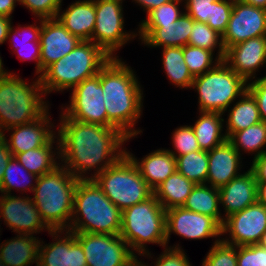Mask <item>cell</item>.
<instances>
[{
	"label": "cell",
	"mask_w": 266,
	"mask_h": 266,
	"mask_svg": "<svg viewBox=\"0 0 266 266\" xmlns=\"http://www.w3.org/2000/svg\"><path fill=\"white\" fill-rule=\"evenodd\" d=\"M126 153L133 159L142 178L152 190L177 171L176 158L165 148L149 153L140 162L129 151Z\"/></svg>",
	"instance_id": "obj_25"
},
{
	"label": "cell",
	"mask_w": 266,
	"mask_h": 266,
	"mask_svg": "<svg viewBox=\"0 0 266 266\" xmlns=\"http://www.w3.org/2000/svg\"><path fill=\"white\" fill-rule=\"evenodd\" d=\"M122 2V0H95L96 18L91 41L111 58H118L114 52L138 35L123 30Z\"/></svg>",
	"instance_id": "obj_10"
},
{
	"label": "cell",
	"mask_w": 266,
	"mask_h": 266,
	"mask_svg": "<svg viewBox=\"0 0 266 266\" xmlns=\"http://www.w3.org/2000/svg\"><path fill=\"white\" fill-rule=\"evenodd\" d=\"M219 200L226 212L224 219L255 204L257 202V181L252 169L241 173L219 188Z\"/></svg>",
	"instance_id": "obj_22"
},
{
	"label": "cell",
	"mask_w": 266,
	"mask_h": 266,
	"mask_svg": "<svg viewBox=\"0 0 266 266\" xmlns=\"http://www.w3.org/2000/svg\"><path fill=\"white\" fill-rule=\"evenodd\" d=\"M233 0H220L212 3L211 18L207 24L220 35H223L233 9Z\"/></svg>",
	"instance_id": "obj_41"
},
{
	"label": "cell",
	"mask_w": 266,
	"mask_h": 266,
	"mask_svg": "<svg viewBox=\"0 0 266 266\" xmlns=\"http://www.w3.org/2000/svg\"><path fill=\"white\" fill-rule=\"evenodd\" d=\"M17 2L19 3V0H0V15L12 18L11 14Z\"/></svg>",
	"instance_id": "obj_53"
},
{
	"label": "cell",
	"mask_w": 266,
	"mask_h": 266,
	"mask_svg": "<svg viewBox=\"0 0 266 266\" xmlns=\"http://www.w3.org/2000/svg\"><path fill=\"white\" fill-rule=\"evenodd\" d=\"M100 83V71L72 89L70 104L60 117L108 127V117Z\"/></svg>",
	"instance_id": "obj_12"
},
{
	"label": "cell",
	"mask_w": 266,
	"mask_h": 266,
	"mask_svg": "<svg viewBox=\"0 0 266 266\" xmlns=\"http://www.w3.org/2000/svg\"><path fill=\"white\" fill-rule=\"evenodd\" d=\"M33 235L17 234L0 244V259L6 266H38L41 240Z\"/></svg>",
	"instance_id": "obj_26"
},
{
	"label": "cell",
	"mask_w": 266,
	"mask_h": 266,
	"mask_svg": "<svg viewBox=\"0 0 266 266\" xmlns=\"http://www.w3.org/2000/svg\"><path fill=\"white\" fill-rule=\"evenodd\" d=\"M38 20H40V26H37L32 24V25H28V26H24V27H21V25H18V29L17 28H13V26L11 25L10 29L8 30V35H7V39L12 40L10 41L11 45H20L14 41L16 37L18 36H22L23 34V38L26 39H23L22 41H25V42H22L21 44L24 45V44H31V41H39L40 39V32H41V29H42V19L41 18H38ZM16 29V30H14ZM22 33V34H21ZM25 36V37H24ZM14 39V40H13ZM17 39V38H16Z\"/></svg>",
	"instance_id": "obj_45"
},
{
	"label": "cell",
	"mask_w": 266,
	"mask_h": 266,
	"mask_svg": "<svg viewBox=\"0 0 266 266\" xmlns=\"http://www.w3.org/2000/svg\"><path fill=\"white\" fill-rule=\"evenodd\" d=\"M257 202L266 207V183H257Z\"/></svg>",
	"instance_id": "obj_54"
},
{
	"label": "cell",
	"mask_w": 266,
	"mask_h": 266,
	"mask_svg": "<svg viewBox=\"0 0 266 266\" xmlns=\"http://www.w3.org/2000/svg\"><path fill=\"white\" fill-rule=\"evenodd\" d=\"M12 157L13 155L8 148L5 138L0 135V185L2 183L5 168Z\"/></svg>",
	"instance_id": "obj_50"
},
{
	"label": "cell",
	"mask_w": 266,
	"mask_h": 266,
	"mask_svg": "<svg viewBox=\"0 0 266 266\" xmlns=\"http://www.w3.org/2000/svg\"><path fill=\"white\" fill-rule=\"evenodd\" d=\"M41 74L51 64L69 54L81 40L71 34L57 18L42 19L40 32Z\"/></svg>",
	"instance_id": "obj_17"
},
{
	"label": "cell",
	"mask_w": 266,
	"mask_h": 266,
	"mask_svg": "<svg viewBox=\"0 0 266 266\" xmlns=\"http://www.w3.org/2000/svg\"><path fill=\"white\" fill-rule=\"evenodd\" d=\"M266 36V10L234 1L227 28L222 35L225 50L254 37Z\"/></svg>",
	"instance_id": "obj_16"
},
{
	"label": "cell",
	"mask_w": 266,
	"mask_h": 266,
	"mask_svg": "<svg viewBox=\"0 0 266 266\" xmlns=\"http://www.w3.org/2000/svg\"><path fill=\"white\" fill-rule=\"evenodd\" d=\"M226 136L229 139L235 132L246 129L261 121L257 102L246 90L240 99L228 110Z\"/></svg>",
	"instance_id": "obj_30"
},
{
	"label": "cell",
	"mask_w": 266,
	"mask_h": 266,
	"mask_svg": "<svg viewBox=\"0 0 266 266\" xmlns=\"http://www.w3.org/2000/svg\"><path fill=\"white\" fill-rule=\"evenodd\" d=\"M188 44L211 52H215L214 49L219 47L216 57L224 61L226 50L223 46L222 35L213 30L207 23L193 22Z\"/></svg>",
	"instance_id": "obj_36"
},
{
	"label": "cell",
	"mask_w": 266,
	"mask_h": 266,
	"mask_svg": "<svg viewBox=\"0 0 266 266\" xmlns=\"http://www.w3.org/2000/svg\"><path fill=\"white\" fill-rule=\"evenodd\" d=\"M10 72L4 70L2 58L0 57V80L6 77Z\"/></svg>",
	"instance_id": "obj_58"
},
{
	"label": "cell",
	"mask_w": 266,
	"mask_h": 266,
	"mask_svg": "<svg viewBox=\"0 0 266 266\" xmlns=\"http://www.w3.org/2000/svg\"><path fill=\"white\" fill-rule=\"evenodd\" d=\"M7 16L0 15V45L3 44L7 39L8 30L11 27V20Z\"/></svg>",
	"instance_id": "obj_52"
},
{
	"label": "cell",
	"mask_w": 266,
	"mask_h": 266,
	"mask_svg": "<svg viewBox=\"0 0 266 266\" xmlns=\"http://www.w3.org/2000/svg\"><path fill=\"white\" fill-rule=\"evenodd\" d=\"M30 85L9 73L0 80V135L10 128L41 118L48 109L39 76Z\"/></svg>",
	"instance_id": "obj_6"
},
{
	"label": "cell",
	"mask_w": 266,
	"mask_h": 266,
	"mask_svg": "<svg viewBox=\"0 0 266 266\" xmlns=\"http://www.w3.org/2000/svg\"><path fill=\"white\" fill-rule=\"evenodd\" d=\"M184 8L194 21L207 23L211 18L212 3H185Z\"/></svg>",
	"instance_id": "obj_48"
},
{
	"label": "cell",
	"mask_w": 266,
	"mask_h": 266,
	"mask_svg": "<svg viewBox=\"0 0 266 266\" xmlns=\"http://www.w3.org/2000/svg\"><path fill=\"white\" fill-rule=\"evenodd\" d=\"M100 83L108 117V127L117 128L129 139L140 134L133 127L142 114L143 91L131 67L111 58L100 69Z\"/></svg>",
	"instance_id": "obj_2"
},
{
	"label": "cell",
	"mask_w": 266,
	"mask_h": 266,
	"mask_svg": "<svg viewBox=\"0 0 266 266\" xmlns=\"http://www.w3.org/2000/svg\"><path fill=\"white\" fill-rule=\"evenodd\" d=\"M184 0H171L168 3L153 9L147 14V18L142 20L141 24H169L177 21L182 12L179 10V4Z\"/></svg>",
	"instance_id": "obj_40"
},
{
	"label": "cell",
	"mask_w": 266,
	"mask_h": 266,
	"mask_svg": "<svg viewBox=\"0 0 266 266\" xmlns=\"http://www.w3.org/2000/svg\"><path fill=\"white\" fill-rule=\"evenodd\" d=\"M208 151L198 150L176 157L177 171L195 184H206Z\"/></svg>",
	"instance_id": "obj_34"
},
{
	"label": "cell",
	"mask_w": 266,
	"mask_h": 266,
	"mask_svg": "<svg viewBox=\"0 0 266 266\" xmlns=\"http://www.w3.org/2000/svg\"><path fill=\"white\" fill-rule=\"evenodd\" d=\"M192 126L198 145L203 151H211L228 140L223 130L224 119L219 112H201Z\"/></svg>",
	"instance_id": "obj_29"
},
{
	"label": "cell",
	"mask_w": 266,
	"mask_h": 266,
	"mask_svg": "<svg viewBox=\"0 0 266 266\" xmlns=\"http://www.w3.org/2000/svg\"><path fill=\"white\" fill-rule=\"evenodd\" d=\"M196 184L175 171L159 184L153 194L165 210L182 207Z\"/></svg>",
	"instance_id": "obj_27"
},
{
	"label": "cell",
	"mask_w": 266,
	"mask_h": 266,
	"mask_svg": "<svg viewBox=\"0 0 266 266\" xmlns=\"http://www.w3.org/2000/svg\"><path fill=\"white\" fill-rule=\"evenodd\" d=\"M241 154L227 140L208 151V175L206 184L221 188L241 173ZM240 168V169H239Z\"/></svg>",
	"instance_id": "obj_23"
},
{
	"label": "cell",
	"mask_w": 266,
	"mask_h": 266,
	"mask_svg": "<svg viewBox=\"0 0 266 266\" xmlns=\"http://www.w3.org/2000/svg\"><path fill=\"white\" fill-rule=\"evenodd\" d=\"M194 20L185 12L169 24H139V38L149 47H184L193 28Z\"/></svg>",
	"instance_id": "obj_20"
},
{
	"label": "cell",
	"mask_w": 266,
	"mask_h": 266,
	"mask_svg": "<svg viewBox=\"0 0 266 266\" xmlns=\"http://www.w3.org/2000/svg\"><path fill=\"white\" fill-rule=\"evenodd\" d=\"M63 0H19V4L25 6L37 18H56Z\"/></svg>",
	"instance_id": "obj_42"
},
{
	"label": "cell",
	"mask_w": 266,
	"mask_h": 266,
	"mask_svg": "<svg viewBox=\"0 0 266 266\" xmlns=\"http://www.w3.org/2000/svg\"><path fill=\"white\" fill-rule=\"evenodd\" d=\"M87 266H126L135 256L120 235L73 232Z\"/></svg>",
	"instance_id": "obj_11"
},
{
	"label": "cell",
	"mask_w": 266,
	"mask_h": 266,
	"mask_svg": "<svg viewBox=\"0 0 266 266\" xmlns=\"http://www.w3.org/2000/svg\"><path fill=\"white\" fill-rule=\"evenodd\" d=\"M121 223L122 211L105 196L95 181L78 180L68 231L119 235Z\"/></svg>",
	"instance_id": "obj_3"
},
{
	"label": "cell",
	"mask_w": 266,
	"mask_h": 266,
	"mask_svg": "<svg viewBox=\"0 0 266 266\" xmlns=\"http://www.w3.org/2000/svg\"><path fill=\"white\" fill-rule=\"evenodd\" d=\"M242 2L266 10V0H241Z\"/></svg>",
	"instance_id": "obj_55"
},
{
	"label": "cell",
	"mask_w": 266,
	"mask_h": 266,
	"mask_svg": "<svg viewBox=\"0 0 266 266\" xmlns=\"http://www.w3.org/2000/svg\"><path fill=\"white\" fill-rule=\"evenodd\" d=\"M265 231L266 207L258 202L229 215L221 226L222 235L228 232L230 238L222 240L235 246L258 244Z\"/></svg>",
	"instance_id": "obj_13"
},
{
	"label": "cell",
	"mask_w": 266,
	"mask_h": 266,
	"mask_svg": "<svg viewBox=\"0 0 266 266\" xmlns=\"http://www.w3.org/2000/svg\"><path fill=\"white\" fill-rule=\"evenodd\" d=\"M162 63L167 77L179 88H191L194 77L190 73L183 56V47H165Z\"/></svg>",
	"instance_id": "obj_32"
},
{
	"label": "cell",
	"mask_w": 266,
	"mask_h": 266,
	"mask_svg": "<svg viewBox=\"0 0 266 266\" xmlns=\"http://www.w3.org/2000/svg\"><path fill=\"white\" fill-rule=\"evenodd\" d=\"M237 266H266V249L258 244L237 246Z\"/></svg>",
	"instance_id": "obj_43"
},
{
	"label": "cell",
	"mask_w": 266,
	"mask_h": 266,
	"mask_svg": "<svg viewBox=\"0 0 266 266\" xmlns=\"http://www.w3.org/2000/svg\"><path fill=\"white\" fill-rule=\"evenodd\" d=\"M228 141L239 154H241L240 150L249 154L256 152L253 158L255 159L266 153V150H264L266 147V123L260 121L246 129L235 132Z\"/></svg>",
	"instance_id": "obj_33"
},
{
	"label": "cell",
	"mask_w": 266,
	"mask_h": 266,
	"mask_svg": "<svg viewBox=\"0 0 266 266\" xmlns=\"http://www.w3.org/2000/svg\"><path fill=\"white\" fill-rule=\"evenodd\" d=\"M33 203L52 231H67L74 208L76 179L63 165L37 178ZM66 229V230H65Z\"/></svg>",
	"instance_id": "obj_4"
},
{
	"label": "cell",
	"mask_w": 266,
	"mask_h": 266,
	"mask_svg": "<svg viewBox=\"0 0 266 266\" xmlns=\"http://www.w3.org/2000/svg\"><path fill=\"white\" fill-rule=\"evenodd\" d=\"M135 254L151 257L146 243L166 245V210L152 194L148 199L122 211L119 234ZM136 251V252H134Z\"/></svg>",
	"instance_id": "obj_7"
},
{
	"label": "cell",
	"mask_w": 266,
	"mask_h": 266,
	"mask_svg": "<svg viewBox=\"0 0 266 266\" xmlns=\"http://www.w3.org/2000/svg\"><path fill=\"white\" fill-rule=\"evenodd\" d=\"M248 82L224 61L203 75L194 77L192 87L199 95V112L224 114L236 98L247 90Z\"/></svg>",
	"instance_id": "obj_9"
},
{
	"label": "cell",
	"mask_w": 266,
	"mask_h": 266,
	"mask_svg": "<svg viewBox=\"0 0 266 266\" xmlns=\"http://www.w3.org/2000/svg\"><path fill=\"white\" fill-rule=\"evenodd\" d=\"M57 139V143L54 142ZM53 143L58 144L53 151ZM55 155H57L55 157ZM18 162L23 165L30 173L35 174L37 177L44 175L50 171H53L60 165V141L58 135H56L47 145L39 147L37 149L28 150L19 153L15 156ZM56 160V161H55Z\"/></svg>",
	"instance_id": "obj_28"
},
{
	"label": "cell",
	"mask_w": 266,
	"mask_h": 266,
	"mask_svg": "<svg viewBox=\"0 0 266 266\" xmlns=\"http://www.w3.org/2000/svg\"><path fill=\"white\" fill-rule=\"evenodd\" d=\"M49 118L47 111L38 120L8 129L7 132L13 130L9 140L5 137V133L2 134L13 157L19 153L45 146L55 137L56 132L51 130L54 125Z\"/></svg>",
	"instance_id": "obj_21"
},
{
	"label": "cell",
	"mask_w": 266,
	"mask_h": 266,
	"mask_svg": "<svg viewBox=\"0 0 266 266\" xmlns=\"http://www.w3.org/2000/svg\"><path fill=\"white\" fill-rule=\"evenodd\" d=\"M224 62L247 82L266 63V36L239 42L226 50Z\"/></svg>",
	"instance_id": "obj_19"
},
{
	"label": "cell",
	"mask_w": 266,
	"mask_h": 266,
	"mask_svg": "<svg viewBox=\"0 0 266 266\" xmlns=\"http://www.w3.org/2000/svg\"><path fill=\"white\" fill-rule=\"evenodd\" d=\"M126 266H148L138 260L137 255Z\"/></svg>",
	"instance_id": "obj_56"
},
{
	"label": "cell",
	"mask_w": 266,
	"mask_h": 266,
	"mask_svg": "<svg viewBox=\"0 0 266 266\" xmlns=\"http://www.w3.org/2000/svg\"><path fill=\"white\" fill-rule=\"evenodd\" d=\"M219 205L218 188L208 184H196L183 207L193 212L209 215L222 226L224 216L221 215Z\"/></svg>",
	"instance_id": "obj_31"
},
{
	"label": "cell",
	"mask_w": 266,
	"mask_h": 266,
	"mask_svg": "<svg viewBox=\"0 0 266 266\" xmlns=\"http://www.w3.org/2000/svg\"><path fill=\"white\" fill-rule=\"evenodd\" d=\"M56 18L81 41H91L96 18L95 0L75 1L62 13L59 11Z\"/></svg>",
	"instance_id": "obj_24"
},
{
	"label": "cell",
	"mask_w": 266,
	"mask_h": 266,
	"mask_svg": "<svg viewBox=\"0 0 266 266\" xmlns=\"http://www.w3.org/2000/svg\"><path fill=\"white\" fill-rule=\"evenodd\" d=\"M171 233L191 240L220 238L222 235L221 225L213 217L183 206L166 210V245Z\"/></svg>",
	"instance_id": "obj_14"
},
{
	"label": "cell",
	"mask_w": 266,
	"mask_h": 266,
	"mask_svg": "<svg viewBox=\"0 0 266 266\" xmlns=\"http://www.w3.org/2000/svg\"><path fill=\"white\" fill-rule=\"evenodd\" d=\"M58 138L61 163L76 179H93L124 154L129 138L117 128L60 118ZM64 161V162H63ZM94 168V169H93ZM96 170L91 176L88 171Z\"/></svg>",
	"instance_id": "obj_1"
},
{
	"label": "cell",
	"mask_w": 266,
	"mask_h": 266,
	"mask_svg": "<svg viewBox=\"0 0 266 266\" xmlns=\"http://www.w3.org/2000/svg\"><path fill=\"white\" fill-rule=\"evenodd\" d=\"M135 3H138L141 7H143V10L147 12L148 14L153 9L161 6L162 4L168 3L171 0H133Z\"/></svg>",
	"instance_id": "obj_51"
},
{
	"label": "cell",
	"mask_w": 266,
	"mask_h": 266,
	"mask_svg": "<svg viewBox=\"0 0 266 266\" xmlns=\"http://www.w3.org/2000/svg\"><path fill=\"white\" fill-rule=\"evenodd\" d=\"M220 0H184V3H213Z\"/></svg>",
	"instance_id": "obj_57"
},
{
	"label": "cell",
	"mask_w": 266,
	"mask_h": 266,
	"mask_svg": "<svg viewBox=\"0 0 266 266\" xmlns=\"http://www.w3.org/2000/svg\"><path fill=\"white\" fill-rule=\"evenodd\" d=\"M111 59L92 41H81L69 54L49 65L39 75L45 95L64 91L99 73Z\"/></svg>",
	"instance_id": "obj_5"
},
{
	"label": "cell",
	"mask_w": 266,
	"mask_h": 266,
	"mask_svg": "<svg viewBox=\"0 0 266 266\" xmlns=\"http://www.w3.org/2000/svg\"><path fill=\"white\" fill-rule=\"evenodd\" d=\"M213 54V52L207 49L189 44L183 47L184 61L193 77L203 75L221 61L216 57L214 62Z\"/></svg>",
	"instance_id": "obj_37"
},
{
	"label": "cell",
	"mask_w": 266,
	"mask_h": 266,
	"mask_svg": "<svg viewBox=\"0 0 266 266\" xmlns=\"http://www.w3.org/2000/svg\"><path fill=\"white\" fill-rule=\"evenodd\" d=\"M174 150L167 149L175 158L193 151L201 150L192 125L180 126L172 134ZM177 151V152H176Z\"/></svg>",
	"instance_id": "obj_39"
},
{
	"label": "cell",
	"mask_w": 266,
	"mask_h": 266,
	"mask_svg": "<svg viewBox=\"0 0 266 266\" xmlns=\"http://www.w3.org/2000/svg\"><path fill=\"white\" fill-rule=\"evenodd\" d=\"M49 234L55 242L46 245L41 242L38 266H87L83 248L73 232L56 230ZM62 234L65 236L61 237Z\"/></svg>",
	"instance_id": "obj_18"
},
{
	"label": "cell",
	"mask_w": 266,
	"mask_h": 266,
	"mask_svg": "<svg viewBox=\"0 0 266 266\" xmlns=\"http://www.w3.org/2000/svg\"><path fill=\"white\" fill-rule=\"evenodd\" d=\"M16 178L18 181H16ZM37 178L35 174L30 173L21 165L15 157H12L5 168L0 185V193L11 194V190L14 188L21 192L24 190V192H26L28 189V191L33 192L35 185L32 183V180L36 182Z\"/></svg>",
	"instance_id": "obj_35"
},
{
	"label": "cell",
	"mask_w": 266,
	"mask_h": 266,
	"mask_svg": "<svg viewBox=\"0 0 266 266\" xmlns=\"http://www.w3.org/2000/svg\"><path fill=\"white\" fill-rule=\"evenodd\" d=\"M0 217L4 219L5 225L18 234L34 235L44 229L49 233L52 231L29 196L1 194Z\"/></svg>",
	"instance_id": "obj_15"
},
{
	"label": "cell",
	"mask_w": 266,
	"mask_h": 266,
	"mask_svg": "<svg viewBox=\"0 0 266 266\" xmlns=\"http://www.w3.org/2000/svg\"><path fill=\"white\" fill-rule=\"evenodd\" d=\"M202 266H237V246L215 239Z\"/></svg>",
	"instance_id": "obj_38"
},
{
	"label": "cell",
	"mask_w": 266,
	"mask_h": 266,
	"mask_svg": "<svg viewBox=\"0 0 266 266\" xmlns=\"http://www.w3.org/2000/svg\"><path fill=\"white\" fill-rule=\"evenodd\" d=\"M27 45L30 44H24V45H10L11 48L13 47L14 52L17 53L18 58L20 60L25 61V60H34L36 62V74L41 75V63H40V42L39 41H31V47L30 49H25L27 48ZM20 47V48H19ZM32 48V49H31ZM23 50H28L29 53H24ZM28 55V56H27Z\"/></svg>",
	"instance_id": "obj_47"
},
{
	"label": "cell",
	"mask_w": 266,
	"mask_h": 266,
	"mask_svg": "<svg viewBox=\"0 0 266 266\" xmlns=\"http://www.w3.org/2000/svg\"><path fill=\"white\" fill-rule=\"evenodd\" d=\"M258 245L266 249V231L262 234Z\"/></svg>",
	"instance_id": "obj_59"
},
{
	"label": "cell",
	"mask_w": 266,
	"mask_h": 266,
	"mask_svg": "<svg viewBox=\"0 0 266 266\" xmlns=\"http://www.w3.org/2000/svg\"><path fill=\"white\" fill-rule=\"evenodd\" d=\"M251 169L257 183H266V153L253 159Z\"/></svg>",
	"instance_id": "obj_49"
},
{
	"label": "cell",
	"mask_w": 266,
	"mask_h": 266,
	"mask_svg": "<svg viewBox=\"0 0 266 266\" xmlns=\"http://www.w3.org/2000/svg\"><path fill=\"white\" fill-rule=\"evenodd\" d=\"M93 180L121 211L153 194V190L142 178L137 165L127 153Z\"/></svg>",
	"instance_id": "obj_8"
},
{
	"label": "cell",
	"mask_w": 266,
	"mask_h": 266,
	"mask_svg": "<svg viewBox=\"0 0 266 266\" xmlns=\"http://www.w3.org/2000/svg\"><path fill=\"white\" fill-rule=\"evenodd\" d=\"M174 246L166 247L154 262V266H192L179 244Z\"/></svg>",
	"instance_id": "obj_44"
},
{
	"label": "cell",
	"mask_w": 266,
	"mask_h": 266,
	"mask_svg": "<svg viewBox=\"0 0 266 266\" xmlns=\"http://www.w3.org/2000/svg\"><path fill=\"white\" fill-rule=\"evenodd\" d=\"M0 266H6V265L2 262L1 259H0Z\"/></svg>",
	"instance_id": "obj_60"
},
{
	"label": "cell",
	"mask_w": 266,
	"mask_h": 266,
	"mask_svg": "<svg viewBox=\"0 0 266 266\" xmlns=\"http://www.w3.org/2000/svg\"><path fill=\"white\" fill-rule=\"evenodd\" d=\"M247 90L257 102L261 121L266 123V76L249 81Z\"/></svg>",
	"instance_id": "obj_46"
}]
</instances>
